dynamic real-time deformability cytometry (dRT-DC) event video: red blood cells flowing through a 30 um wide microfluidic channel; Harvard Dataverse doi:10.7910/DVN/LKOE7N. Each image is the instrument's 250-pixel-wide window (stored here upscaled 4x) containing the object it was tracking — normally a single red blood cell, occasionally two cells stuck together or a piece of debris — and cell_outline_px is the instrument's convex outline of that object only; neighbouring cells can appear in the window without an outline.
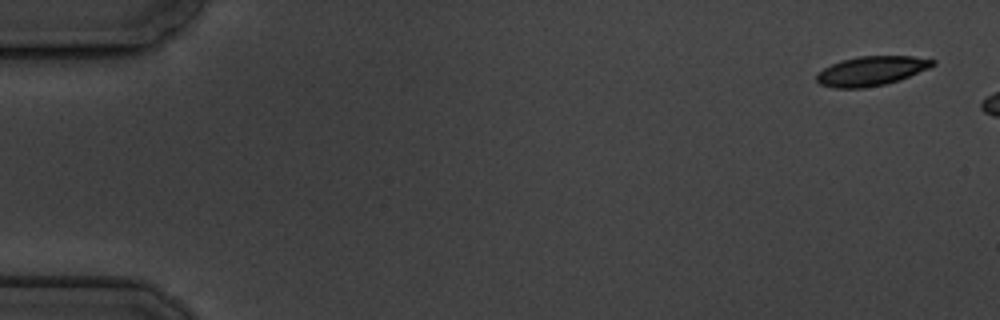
{"species": "common noctule bat (a hibernating species)", "species_latin": "Nyctalus noctula", "temperature_condition": "cold", "stored_images_in_passage": 3, "camera_frame_rate_fps": 3000, "um_per_image_px": 0.085, "animal": {"sex": "male", "body_mass_g": 19.5, "forearm_length_mm": 54.6}, "frame": {"image": 1, "passage_image": 1, "time_ms": 0.0, "image_size_px": [1000, 320], "cell_outline_px": [[936, 64], [928, 68], [900, 80], [884, 84], [864, 88], [832, 88], [820, 84], [816, 80], [816, 72], [840, 60], [860, 56], [912, 56], [936, 60]], "centroid_in_image_um": [74.03, 6.03], "position_along_channel_um": 11.0, "area_um2": 19.94}}